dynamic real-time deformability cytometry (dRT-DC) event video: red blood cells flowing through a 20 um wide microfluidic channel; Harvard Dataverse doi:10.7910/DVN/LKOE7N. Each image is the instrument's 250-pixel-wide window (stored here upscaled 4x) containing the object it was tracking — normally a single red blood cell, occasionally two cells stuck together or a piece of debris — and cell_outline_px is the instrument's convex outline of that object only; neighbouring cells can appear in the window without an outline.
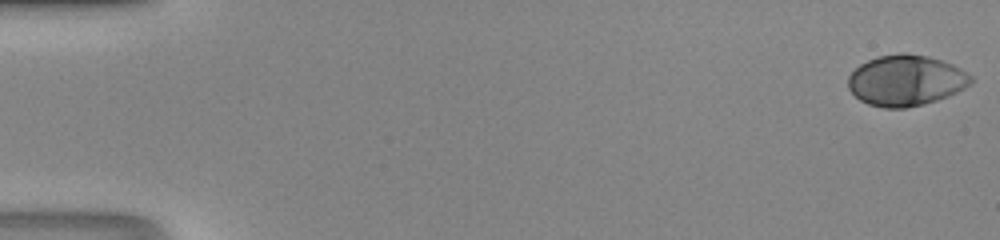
{"species": "human", "species_latin": "Homo sapiens", "temperature_condition": "room temperature", "stored_images_in_passage": 48, "camera_frame_rate_fps": 3000, "um_per_image_px": 0.085, "donor": {"sex": "male"}, "frame": {"image": 1, "passage_image": 1, "time_ms": 0.0, "image_size_px": [1000, 240], "cell_outline_px": [[972, 84], [948, 96], [924, 104], [904, 108], [884, 108], [868, 104], [860, 100], [848, 88], [848, 76], [860, 64], [868, 60], [880, 56], [900, 52], [904, 52], [928, 56], [952, 64], [960, 68], [972, 76]], "centroid_in_image_um": [77.0, 6.83], "position_along_channel_um": 8.0, "area_um2": 36.36}}
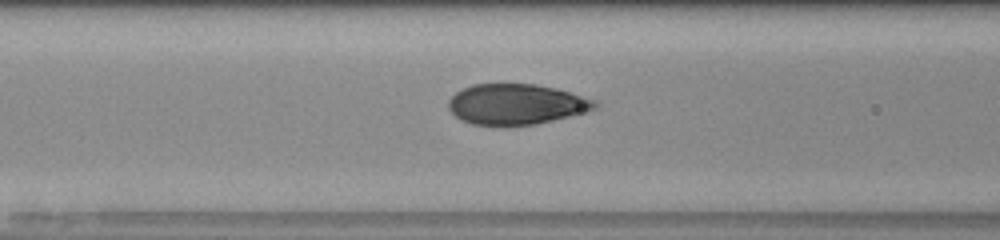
{"frame": {"image": 2, "passage_image": 21, "time_ms": 6.667, "image_size_px": [1000, 240], "cell_outline_px": [[600, 104], [596, 108], [584, 112], [536, 124], [504, 128], [472, 124], [460, 120], [448, 108], [448, 100], [460, 88], [472, 84], [536, 84], [556, 88], [596, 100]], "centroid_in_image_um": [43.83, 8.88], "position_along_channel_um": 122.8, "area_um2": 35.26}}
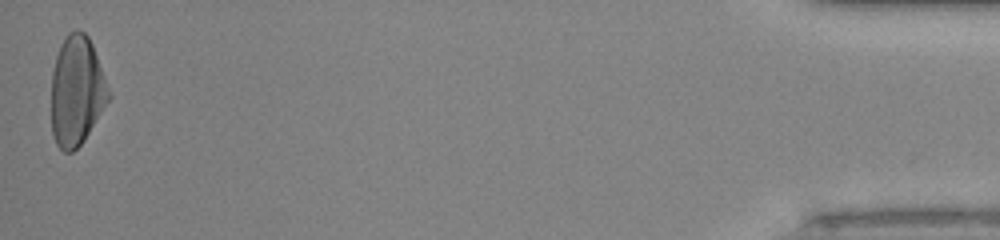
{"frame": {"image": 3, "passage_image": 48, "time_ms": 15.667, "image_size_px": [1000, 240], "cell_outline_px": [[112, 96], [84, 140], [72, 152], [64, 152], [56, 144], [52, 132], [52, 72], [56, 56], [60, 44], [68, 32], [76, 28], [84, 32], [88, 36], [92, 44]], "centroid_in_image_um": [6.52, 7.71], "position_along_channel_um": 428.7, "area_um2": 36.65}}